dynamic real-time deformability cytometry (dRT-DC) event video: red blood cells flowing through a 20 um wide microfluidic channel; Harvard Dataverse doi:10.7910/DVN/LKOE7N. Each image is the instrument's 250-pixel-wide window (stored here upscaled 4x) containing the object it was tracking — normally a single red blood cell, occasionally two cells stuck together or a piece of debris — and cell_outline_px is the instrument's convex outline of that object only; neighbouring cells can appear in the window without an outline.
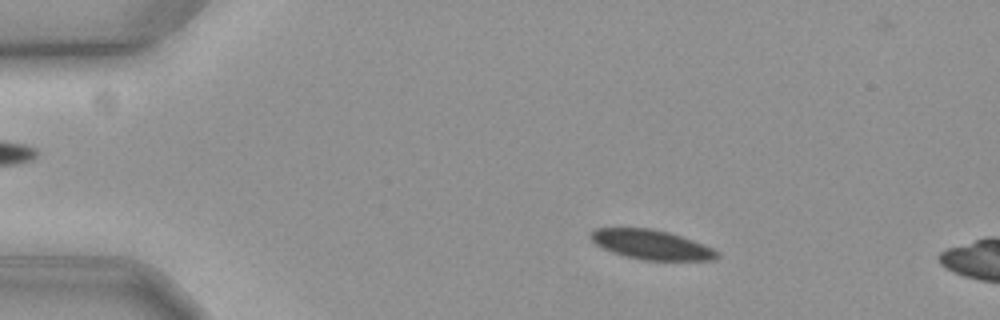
{"species": "common noctule bat (a hibernating species)", "species_latin": "Nyctalus noctula", "temperature_condition": "cold", "stored_images_in_passage": 15, "camera_frame_rate_fps": 3000, "um_per_image_px": 0.085, "animal": {"sex": "female", "body_mass_g": 19.3, "forearm_length_mm": 54.1}, "frame": {"image": 1, "passage_image": 9, "time_ms": 2.667, "image_size_px": [1000, 320], "cell_outline_px": [[720, 256], [716, 260], [644, 260], [624, 256], [612, 252], [596, 244], [588, 236], [596, 228], [652, 228], [668, 232], [704, 244], [720, 252]], "centroid_in_image_um": [55.39, 20.8], "position_along_channel_um": 29.6, "area_um2": 21.73}}